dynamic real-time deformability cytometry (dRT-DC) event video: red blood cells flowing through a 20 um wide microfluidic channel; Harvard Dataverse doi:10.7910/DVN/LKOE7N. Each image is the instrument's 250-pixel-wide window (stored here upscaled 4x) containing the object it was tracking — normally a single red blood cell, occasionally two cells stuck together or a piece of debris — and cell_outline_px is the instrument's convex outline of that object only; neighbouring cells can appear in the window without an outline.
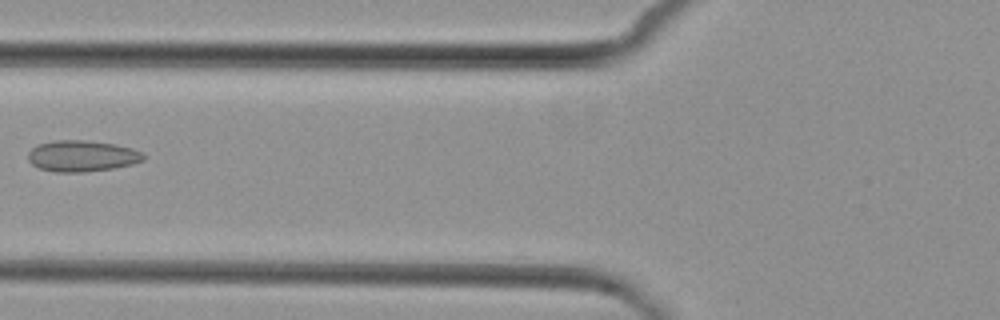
{"species": "common noctule bat (a hibernating species)", "species_latin": "Nyctalus noctula", "temperature_condition": "cold", "stored_images_in_passage": 3, "camera_frame_rate_fps": 3000, "um_per_image_px": 0.085, "animal": {"sex": "female", "body_mass_g": 29.2, "forearm_length_mm": 56.3}, "frame": {"image": 1, "passage_image": 2, "time_ms": 1.333, "image_size_px": [1000, 320], "cell_outline_px": [[144, 160], [132, 164], [112, 168], [84, 172], [56, 172], [40, 168], [32, 164], [28, 160], [28, 152], [36, 144], [56, 140], [84, 140], [116, 144], [132, 148], [140, 152], [144, 156]], "centroid_in_image_um": [6.94, 13.25], "position_along_channel_um": 118.9, "area_um2": 20.92}}
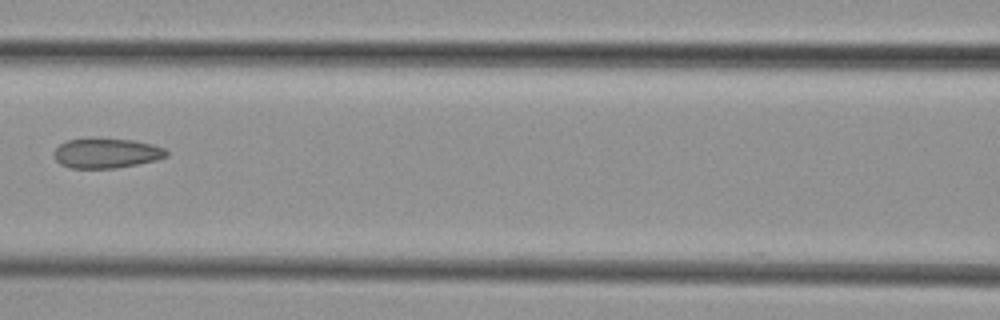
{"frame": {"image": 2, "passage_image": 3, "time_ms": 2.333, "image_size_px": [1000, 320], "cell_outline_px": [[168, 156], [156, 160], [116, 168], [72, 168], [60, 164], [56, 160], [52, 152], [60, 144], [68, 140], [96, 136], [132, 140], [152, 144], [164, 148], [168, 152]], "centroid_in_image_um": [9.02, 12.99], "position_along_channel_um": 157.6, "area_um2": 20.0}}